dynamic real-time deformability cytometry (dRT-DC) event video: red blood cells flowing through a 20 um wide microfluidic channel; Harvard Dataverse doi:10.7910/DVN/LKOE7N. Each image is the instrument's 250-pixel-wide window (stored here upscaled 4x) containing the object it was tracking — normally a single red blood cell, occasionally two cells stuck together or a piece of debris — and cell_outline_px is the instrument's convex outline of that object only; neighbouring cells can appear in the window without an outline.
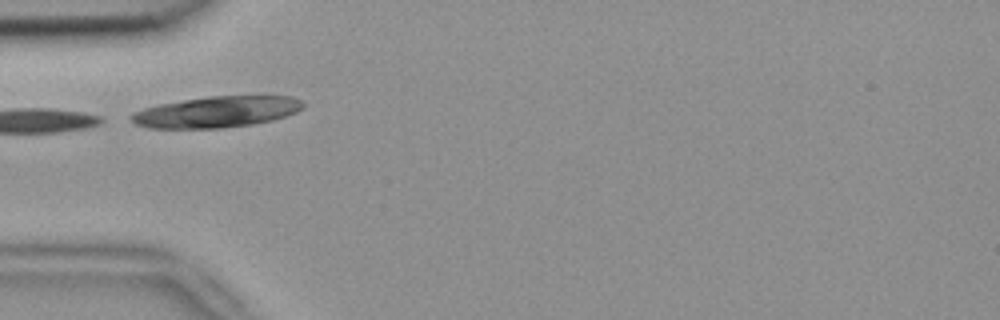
{"species": "common noctule bat (a hibernating species)", "species_latin": "Nyctalus noctula", "temperature_condition": "room temperature", "stored_images_in_passage": 6, "camera_frame_rate_fps": 3000, "um_per_image_px": 0.085, "animal": {"sex": "female", "body_mass_g": 18.4}, "frame": {"image": 1, "passage_image": 2, "time_ms": 0.333, "image_size_px": [1000, 320], "cell_outline_px": [[304, 108], [296, 112], [272, 120], [252, 124], [224, 128], [148, 128], [136, 124], [128, 120], [128, 116], [132, 112], [144, 108], [160, 104], [208, 96], [292, 96], [300, 100], [304, 104]], "centroid_in_image_um": [18.37, 9.51], "position_along_channel_um": 66.6, "area_um2": 31.21}}
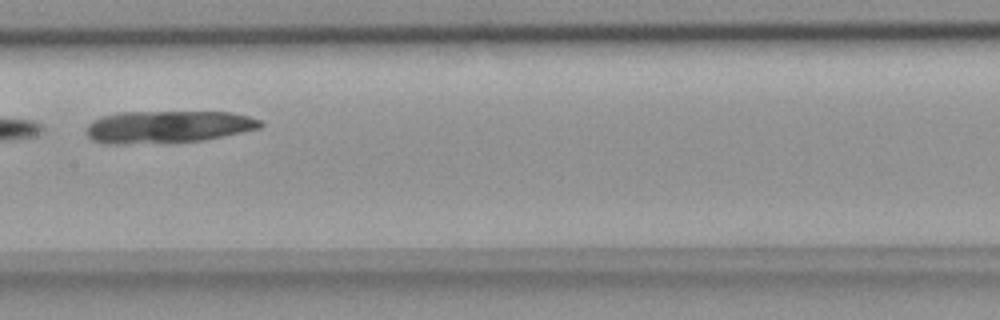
{"frame": {"image": 2, "passage_image": 5, "time_ms": 1.333, "image_size_px": [1000, 320], "cell_outline_px": [[264, 124], [260, 128], [200, 140], [124, 144], [104, 144], [92, 140], [84, 132], [88, 124], [92, 120], [100, 116], [120, 112], [232, 112], [248, 116], [260, 120]], "centroid_in_image_um": [14.18, 10.77], "position_along_channel_um": 193.2, "area_um2": 32.6}}